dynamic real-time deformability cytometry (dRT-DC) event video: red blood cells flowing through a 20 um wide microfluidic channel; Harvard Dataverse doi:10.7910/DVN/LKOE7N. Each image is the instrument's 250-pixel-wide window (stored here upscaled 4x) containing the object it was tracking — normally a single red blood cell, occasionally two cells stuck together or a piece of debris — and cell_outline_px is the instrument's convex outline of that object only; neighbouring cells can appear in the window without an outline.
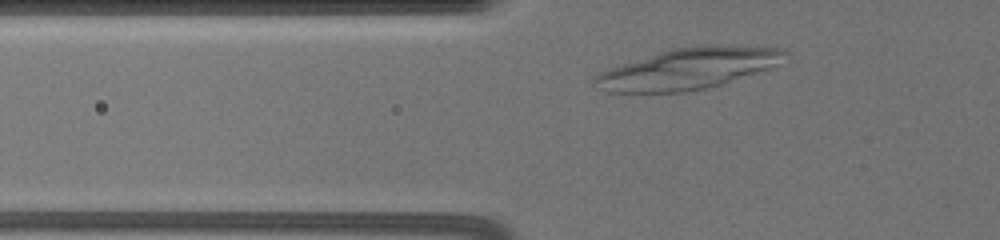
{"species": "common noctule bat (a hibernating species)", "species_latin": "Nyctalus noctula", "temperature_condition": "warm", "stored_images_in_passage": 34, "camera_frame_rate_fps": 3000, "um_per_image_px": 0.085, "animal": {"sex": "female", "body_mass_g": 19.5, "forearm_length_mm": 54.1}, "frame": {"image": 1, "passage_image": 5, "time_ms": 1.333, "image_size_px": [1000, 240], "cell_outline_px": [[788, 52], [780, 64], [720, 84], [688, 92], [608, 92], [592, 80], [600, 72], [672, 48], [708, 44], [780, 48]], "centroid_in_image_um": [58.55, 5.82], "position_along_channel_um": 67.2, "area_um2": 44.51}}
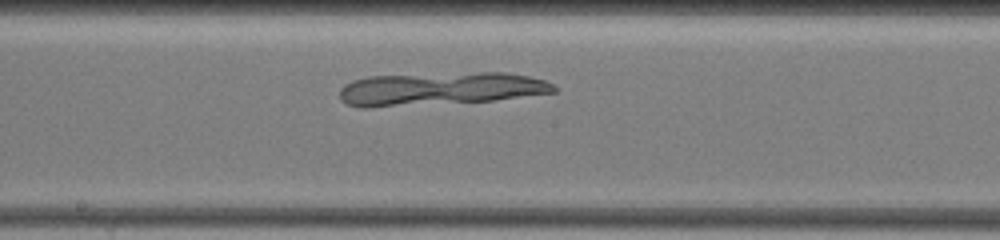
{"frame": {"image": 2, "passage_image": 17, "time_ms": 5.667, "image_size_px": [1000, 240], "cell_outline_px": [[556, 92], [492, 100], [368, 108], [360, 108], [348, 104], [340, 100], [340, 88], [344, 84], [352, 80], [368, 76], [480, 72], [508, 72], [528, 76], [544, 80], [552, 84], [556, 88]], "centroid_in_image_um": [37.36, 7.54], "position_along_channel_um": 210.8, "area_um2": 41.27}}
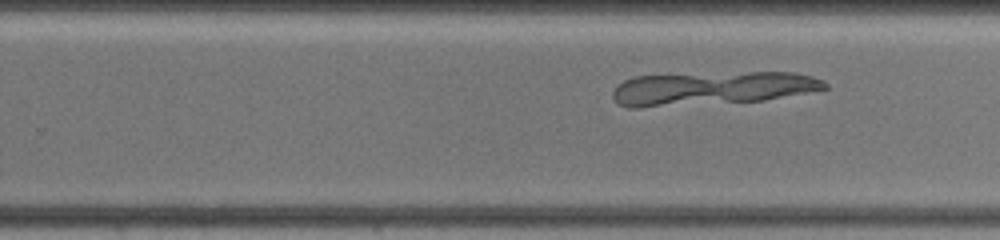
{"frame": {"image": 3, "passage_image": 22, "time_ms": 7.333, "image_size_px": [1000, 240], "cell_outline_px": [[828, 88], [764, 100], [640, 108], [628, 108], [620, 104], [612, 96], [612, 92], [624, 80], [636, 76], [752, 72], [796, 72], [812, 76], [824, 80], [828, 84]], "centroid_in_image_um": [60.53, 7.51], "position_along_channel_um": 269.3, "area_um2": 41.1}}